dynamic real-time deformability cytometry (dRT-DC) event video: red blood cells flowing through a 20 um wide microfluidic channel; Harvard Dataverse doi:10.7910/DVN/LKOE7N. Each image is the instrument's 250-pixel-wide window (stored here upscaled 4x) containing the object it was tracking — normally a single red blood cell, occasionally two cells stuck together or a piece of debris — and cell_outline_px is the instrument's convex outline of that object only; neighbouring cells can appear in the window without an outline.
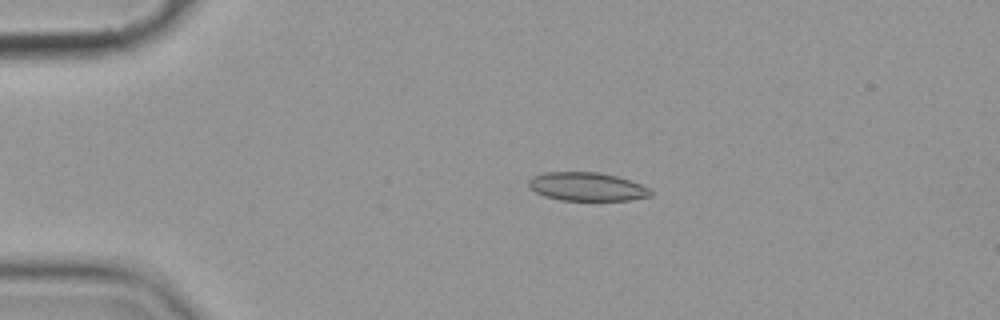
{"species": "common noctule bat (a hibernating species)", "species_latin": "Nyctalus noctula", "temperature_condition": "cold", "stored_images_in_passage": 4, "camera_frame_rate_fps": 3000, "um_per_image_px": 0.085, "animal": {"sex": "female", "body_mass_g": 19.9}, "frame": {"image": 1, "passage_image": 3, "time_ms": 3.0, "image_size_px": [1000, 320], "cell_outline_px": [[652, 196], [628, 200], [560, 200], [544, 196], [536, 192], [528, 184], [528, 180], [532, 176], [544, 172], [596, 172], [616, 176], [652, 188]], "centroid_in_image_um": [49.89, 15.87], "position_along_channel_um": 35.1, "area_um2": 20.23}}